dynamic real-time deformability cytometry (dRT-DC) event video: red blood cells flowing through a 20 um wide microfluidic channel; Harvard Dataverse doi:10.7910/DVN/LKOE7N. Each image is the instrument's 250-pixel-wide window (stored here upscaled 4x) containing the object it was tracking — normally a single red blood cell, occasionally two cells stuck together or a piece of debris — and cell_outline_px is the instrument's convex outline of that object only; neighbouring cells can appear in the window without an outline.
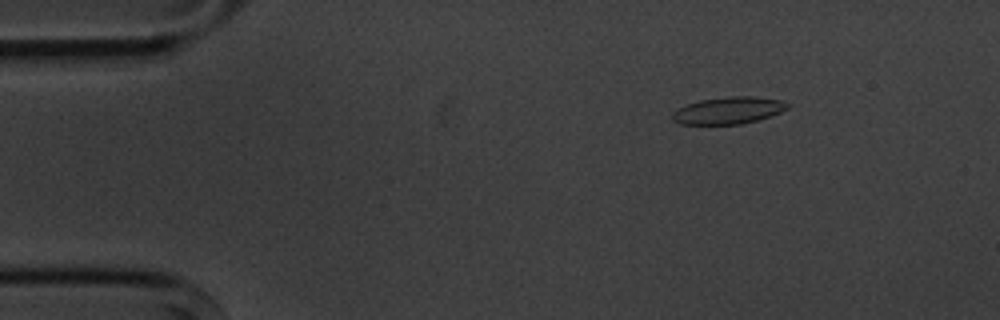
{"species": "common noctule bat (a hibernating species)", "species_latin": "Nyctalus noctula", "temperature_condition": "cold", "stored_images_in_passage": 5, "camera_frame_rate_fps": 3000, "um_per_image_px": 0.085, "animal": {"sex": "male", "body_mass_g": 20.1, "forearm_length_mm": 53.5}, "frame": {"image": 1, "passage_image": 2, "time_ms": 2.0, "image_size_px": [1000, 320], "cell_outline_px": [[792, 104], [788, 108], [780, 112], [756, 120], [740, 124], [680, 124], [672, 120], [672, 112], [688, 104], [700, 100], [728, 96], [752, 96], [784, 100]], "centroid_in_image_um": [61.94, 9.37], "position_along_channel_um": 23.1, "area_um2": 18.09}}
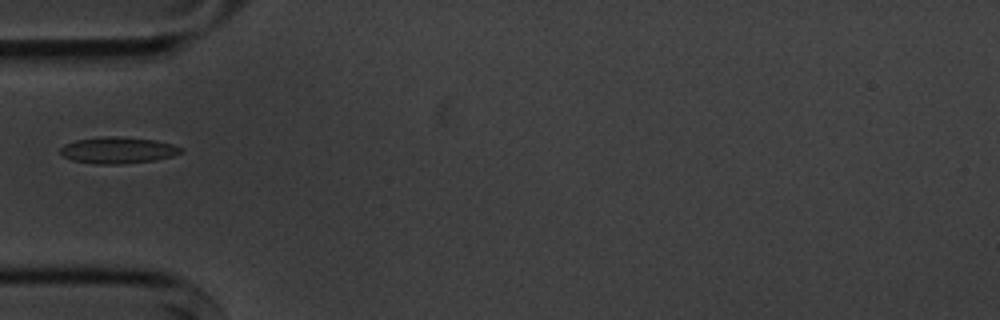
{"frame": {"image": 2, "passage_image": 5, "time_ms": 5.333, "image_size_px": [1000, 320], "cell_outline_px": [[184, 148], [180, 152], [172, 156], [156, 160], [124, 164], [96, 164], [72, 160], [64, 156], [60, 152], [60, 148], [64, 144], [76, 140], [100, 136], [116, 136], [156, 140], [172, 144]], "centroid_in_image_um": [10.01, 12.76], "position_along_channel_um": 75.0, "area_um2": 18.67}}